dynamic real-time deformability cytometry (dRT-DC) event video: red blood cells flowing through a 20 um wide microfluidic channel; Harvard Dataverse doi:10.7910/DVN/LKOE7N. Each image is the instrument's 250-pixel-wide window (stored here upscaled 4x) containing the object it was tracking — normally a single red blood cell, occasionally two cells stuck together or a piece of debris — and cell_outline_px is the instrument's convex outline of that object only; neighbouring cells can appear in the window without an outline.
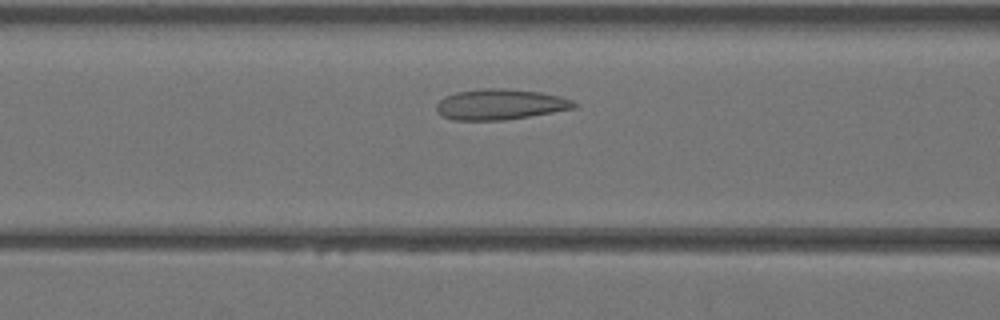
{"species": "Egyptian fruit bat (a non-hibernating species)", "species_latin": "Rousettus aegyptiacus", "temperature_condition": "warm", "stored_images_in_passage": 13, "camera_frame_rate_fps": 3000, "um_per_image_px": 0.085, "animal": {"sex": "female"}, "frame": {"image": 1, "passage_image": 6, "time_ms": 1.667, "image_size_px": [1000, 320], "cell_outline_px": [[576, 108], [504, 120], [452, 120], [436, 112], [436, 104], [444, 96], [456, 92], [484, 88], [508, 88], [540, 92], [560, 96], [572, 100], [576, 104]], "centroid_in_image_um": [42.49, 8.86], "position_along_channel_um": 124.1, "area_um2": 24.57}}
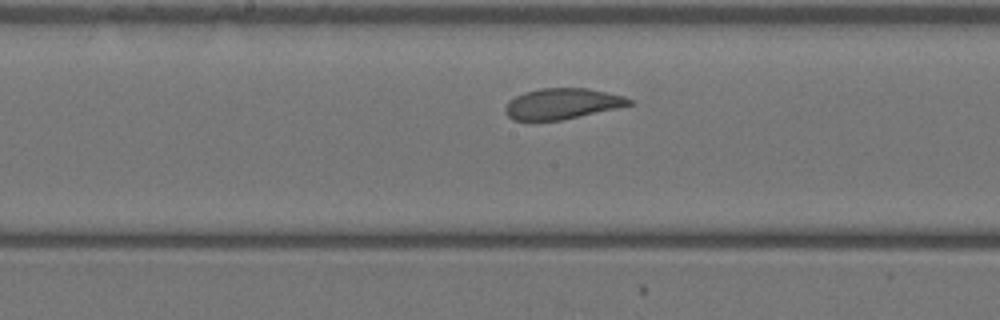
{"frame": {"image": 2, "passage_image": 11, "time_ms": 3.333, "image_size_px": [1000, 320], "cell_outline_px": [[632, 104], [616, 108], [560, 120], [512, 120], [504, 112], [504, 108], [508, 100], [524, 92], [540, 88], [588, 88], [624, 96], [632, 100]], "centroid_in_image_um": [47.73, 8.81], "position_along_channel_um": 200.5, "area_um2": 22.08}}